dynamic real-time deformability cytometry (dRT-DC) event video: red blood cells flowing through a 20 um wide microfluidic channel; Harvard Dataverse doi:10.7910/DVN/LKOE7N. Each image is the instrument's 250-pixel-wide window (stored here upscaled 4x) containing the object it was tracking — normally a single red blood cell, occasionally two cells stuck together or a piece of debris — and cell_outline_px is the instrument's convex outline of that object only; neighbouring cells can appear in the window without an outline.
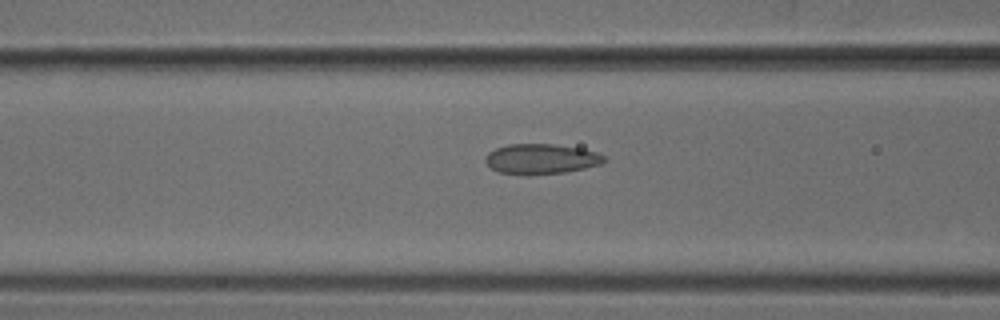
{"species": "common noctule bat (a hibernating species)", "species_latin": "Nyctalus noctula", "temperature_condition": "cold", "stored_images_in_passage": 52, "camera_frame_rate_fps": 3000, "um_per_image_px": 0.085, "animal": {"sex": "male", "body_mass_g": 18.8}, "frame": {"image": 1, "passage_image": 21, "time_ms": 6.667, "image_size_px": [1000, 320], "cell_outline_px": [[608, 160], [600, 164], [584, 168], [564, 172], [524, 176], [500, 172], [492, 168], [484, 160], [484, 156], [488, 152], [496, 148], [508, 144], [552, 144], [580, 148], [596, 152], [604, 156]], "centroid_in_image_um": [45.97, 13.52], "position_along_channel_um": 120.6, "area_um2": 20.98}}
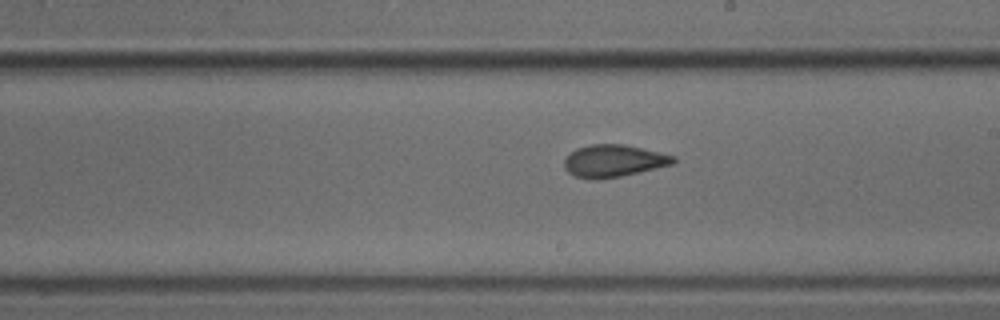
{"frame": {"image": 2, "passage_image": 30, "time_ms": 9.667, "image_size_px": [1000, 320], "cell_outline_px": [[676, 160], [672, 164], [656, 168], [620, 176], [596, 180], [592, 180], [576, 176], [568, 172], [564, 168], [564, 160], [576, 148], [592, 144], [624, 144], [676, 156]], "centroid_in_image_um": [52.14, 13.67], "position_along_channel_um": 236.9, "area_um2": 20.35}}
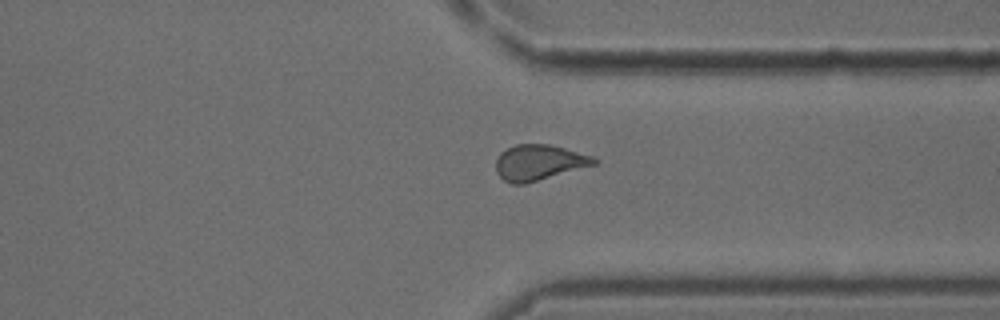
{"frame": {"image": 3, "passage_image": 40, "time_ms": 13.0, "image_size_px": [1000, 320], "cell_outline_px": [[600, 160], [596, 164], [524, 184], [512, 184], [504, 180], [496, 172], [496, 160], [500, 152], [516, 144], [548, 144], [564, 148], [592, 156]], "centroid_in_image_um": [45.8, 13.81], "position_along_channel_um": 365.6, "area_um2": 20.17}}